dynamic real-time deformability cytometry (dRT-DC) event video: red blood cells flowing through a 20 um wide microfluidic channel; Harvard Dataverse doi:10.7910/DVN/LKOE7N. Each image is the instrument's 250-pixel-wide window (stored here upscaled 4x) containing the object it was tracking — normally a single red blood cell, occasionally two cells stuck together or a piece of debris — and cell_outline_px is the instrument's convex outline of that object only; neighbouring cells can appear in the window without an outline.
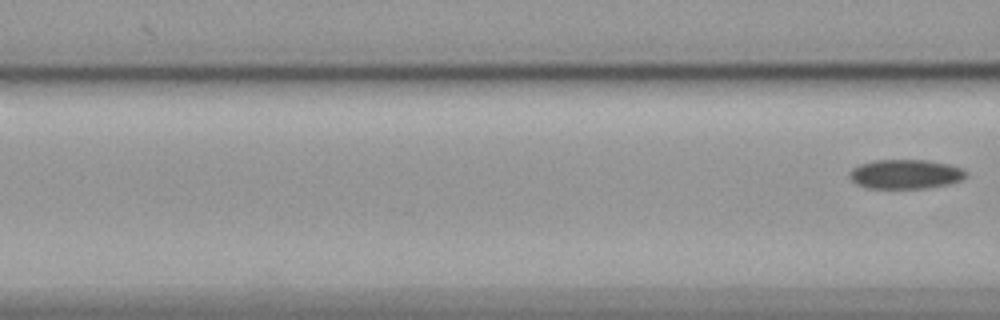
{"species": "common noctule bat (a hibernating species)", "species_latin": "Nyctalus noctula", "temperature_condition": "cold", "stored_images_in_passage": 11, "segment_of_instrument_passage": [2, 2], "camera_frame_rate_fps": 3000, "um_per_image_px": 0.085, "animal": {"sex": "female", "body_mass_g": 19.9}, "frame": {"image": 1, "passage_image": 11, "time_ms": 3.333, "image_size_px": [1000, 320], "cell_outline_px": [[968, 176], [960, 180], [948, 184], [924, 188], [868, 188], [856, 184], [848, 176], [848, 172], [852, 168], [860, 164], [876, 160], [928, 160], [948, 164], [964, 168], [968, 172]], "centroid_in_image_um": [76.97, 14.8], "position_along_channel_um": 89.6, "area_um2": 20.06}}